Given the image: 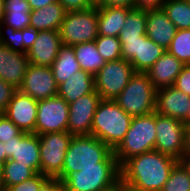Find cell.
<instances>
[{"label": "cell", "mask_w": 190, "mask_h": 191, "mask_svg": "<svg viewBox=\"0 0 190 191\" xmlns=\"http://www.w3.org/2000/svg\"><path fill=\"white\" fill-rule=\"evenodd\" d=\"M178 161L157 150L144 152L120 166V177L142 191H160Z\"/></svg>", "instance_id": "cell-1"}, {"label": "cell", "mask_w": 190, "mask_h": 191, "mask_svg": "<svg viewBox=\"0 0 190 191\" xmlns=\"http://www.w3.org/2000/svg\"><path fill=\"white\" fill-rule=\"evenodd\" d=\"M131 120L132 116L114 100H101L93 116L91 135L114 151L123 141Z\"/></svg>", "instance_id": "cell-2"}, {"label": "cell", "mask_w": 190, "mask_h": 191, "mask_svg": "<svg viewBox=\"0 0 190 191\" xmlns=\"http://www.w3.org/2000/svg\"><path fill=\"white\" fill-rule=\"evenodd\" d=\"M112 151L108 145L95 136H73L64 158L62 172L57 178L62 181L70 172L99 167V163Z\"/></svg>", "instance_id": "cell-3"}, {"label": "cell", "mask_w": 190, "mask_h": 191, "mask_svg": "<svg viewBox=\"0 0 190 191\" xmlns=\"http://www.w3.org/2000/svg\"><path fill=\"white\" fill-rule=\"evenodd\" d=\"M120 178V166L112 151L99 167L70 172L63 180L65 191H102Z\"/></svg>", "instance_id": "cell-4"}, {"label": "cell", "mask_w": 190, "mask_h": 191, "mask_svg": "<svg viewBox=\"0 0 190 191\" xmlns=\"http://www.w3.org/2000/svg\"><path fill=\"white\" fill-rule=\"evenodd\" d=\"M155 141V112L132 117L123 141L113 151L119 166L131 157L154 150Z\"/></svg>", "instance_id": "cell-5"}, {"label": "cell", "mask_w": 190, "mask_h": 191, "mask_svg": "<svg viewBox=\"0 0 190 191\" xmlns=\"http://www.w3.org/2000/svg\"><path fill=\"white\" fill-rule=\"evenodd\" d=\"M114 101L132 117L149 115L156 110V88L146 73L135 72Z\"/></svg>", "instance_id": "cell-6"}, {"label": "cell", "mask_w": 190, "mask_h": 191, "mask_svg": "<svg viewBox=\"0 0 190 191\" xmlns=\"http://www.w3.org/2000/svg\"><path fill=\"white\" fill-rule=\"evenodd\" d=\"M62 45L92 42L98 36L97 7L66 12L59 29Z\"/></svg>", "instance_id": "cell-7"}, {"label": "cell", "mask_w": 190, "mask_h": 191, "mask_svg": "<svg viewBox=\"0 0 190 191\" xmlns=\"http://www.w3.org/2000/svg\"><path fill=\"white\" fill-rule=\"evenodd\" d=\"M135 74L129 61L123 58L106 64L94 75L95 90L102 100H114Z\"/></svg>", "instance_id": "cell-8"}, {"label": "cell", "mask_w": 190, "mask_h": 191, "mask_svg": "<svg viewBox=\"0 0 190 191\" xmlns=\"http://www.w3.org/2000/svg\"><path fill=\"white\" fill-rule=\"evenodd\" d=\"M38 136L40 143V173L49 178H57L62 172L64 158L73 135L68 131H62Z\"/></svg>", "instance_id": "cell-9"}, {"label": "cell", "mask_w": 190, "mask_h": 191, "mask_svg": "<svg viewBox=\"0 0 190 191\" xmlns=\"http://www.w3.org/2000/svg\"><path fill=\"white\" fill-rule=\"evenodd\" d=\"M156 141L154 150L177 161L185 150V126L181 120L155 112Z\"/></svg>", "instance_id": "cell-10"}, {"label": "cell", "mask_w": 190, "mask_h": 191, "mask_svg": "<svg viewBox=\"0 0 190 191\" xmlns=\"http://www.w3.org/2000/svg\"><path fill=\"white\" fill-rule=\"evenodd\" d=\"M122 58L129 61L135 72L146 73L166 52L146 35L142 39H119Z\"/></svg>", "instance_id": "cell-11"}, {"label": "cell", "mask_w": 190, "mask_h": 191, "mask_svg": "<svg viewBox=\"0 0 190 191\" xmlns=\"http://www.w3.org/2000/svg\"><path fill=\"white\" fill-rule=\"evenodd\" d=\"M69 104L58 95L38 101L35 134L67 131Z\"/></svg>", "instance_id": "cell-12"}, {"label": "cell", "mask_w": 190, "mask_h": 191, "mask_svg": "<svg viewBox=\"0 0 190 191\" xmlns=\"http://www.w3.org/2000/svg\"><path fill=\"white\" fill-rule=\"evenodd\" d=\"M18 90L40 101L56 96L58 85L51 67L29 64Z\"/></svg>", "instance_id": "cell-13"}, {"label": "cell", "mask_w": 190, "mask_h": 191, "mask_svg": "<svg viewBox=\"0 0 190 191\" xmlns=\"http://www.w3.org/2000/svg\"><path fill=\"white\" fill-rule=\"evenodd\" d=\"M100 95L94 90L69 104L67 131L73 136L91 135V125Z\"/></svg>", "instance_id": "cell-14"}, {"label": "cell", "mask_w": 190, "mask_h": 191, "mask_svg": "<svg viewBox=\"0 0 190 191\" xmlns=\"http://www.w3.org/2000/svg\"><path fill=\"white\" fill-rule=\"evenodd\" d=\"M5 154L8 159L27 165L36 173L41 172L39 136L35 133L22 132L6 142Z\"/></svg>", "instance_id": "cell-15"}, {"label": "cell", "mask_w": 190, "mask_h": 191, "mask_svg": "<svg viewBox=\"0 0 190 191\" xmlns=\"http://www.w3.org/2000/svg\"><path fill=\"white\" fill-rule=\"evenodd\" d=\"M38 101L16 90L3 113L22 132L35 133Z\"/></svg>", "instance_id": "cell-16"}, {"label": "cell", "mask_w": 190, "mask_h": 191, "mask_svg": "<svg viewBox=\"0 0 190 191\" xmlns=\"http://www.w3.org/2000/svg\"><path fill=\"white\" fill-rule=\"evenodd\" d=\"M61 46L59 31H39L36 41L27 52L29 64L51 67Z\"/></svg>", "instance_id": "cell-17"}, {"label": "cell", "mask_w": 190, "mask_h": 191, "mask_svg": "<svg viewBox=\"0 0 190 191\" xmlns=\"http://www.w3.org/2000/svg\"><path fill=\"white\" fill-rule=\"evenodd\" d=\"M28 65L27 54L13 51L0 43V78L2 80L18 90Z\"/></svg>", "instance_id": "cell-18"}, {"label": "cell", "mask_w": 190, "mask_h": 191, "mask_svg": "<svg viewBox=\"0 0 190 191\" xmlns=\"http://www.w3.org/2000/svg\"><path fill=\"white\" fill-rule=\"evenodd\" d=\"M189 98L173 86L156 89L155 112L183 122L188 112Z\"/></svg>", "instance_id": "cell-19"}, {"label": "cell", "mask_w": 190, "mask_h": 191, "mask_svg": "<svg viewBox=\"0 0 190 191\" xmlns=\"http://www.w3.org/2000/svg\"><path fill=\"white\" fill-rule=\"evenodd\" d=\"M177 31L163 9L147 10L146 36L167 49Z\"/></svg>", "instance_id": "cell-20"}, {"label": "cell", "mask_w": 190, "mask_h": 191, "mask_svg": "<svg viewBox=\"0 0 190 191\" xmlns=\"http://www.w3.org/2000/svg\"><path fill=\"white\" fill-rule=\"evenodd\" d=\"M184 64L167 50L146 72L156 89L173 86Z\"/></svg>", "instance_id": "cell-21"}, {"label": "cell", "mask_w": 190, "mask_h": 191, "mask_svg": "<svg viewBox=\"0 0 190 191\" xmlns=\"http://www.w3.org/2000/svg\"><path fill=\"white\" fill-rule=\"evenodd\" d=\"M95 90L94 75L87 71L75 72L67 81L58 85L57 95L68 104Z\"/></svg>", "instance_id": "cell-22"}, {"label": "cell", "mask_w": 190, "mask_h": 191, "mask_svg": "<svg viewBox=\"0 0 190 191\" xmlns=\"http://www.w3.org/2000/svg\"><path fill=\"white\" fill-rule=\"evenodd\" d=\"M66 11L58 2H53L43 8L30 12V28L37 31H59Z\"/></svg>", "instance_id": "cell-23"}, {"label": "cell", "mask_w": 190, "mask_h": 191, "mask_svg": "<svg viewBox=\"0 0 190 191\" xmlns=\"http://www.w3.org/2000/svg\"><path fill=\"white\" fill-rule=\"evenodd\" d=\"M131 8L97 7L98 35L118 37Z\"/></svg>", "instance_id": "cell-24"}, {"label": "cell", "mask_w": 190, "mask_h": 191, "mask_svg": "<svg viewBox=\"0 0 190 191\" xmlns=\"http://www.w3.org/2000/svg\"><path fill=\"white\" fill-rule=\"evenodd\" d=\"M51 69L57 85L67 81L75 72L81 70L73 46H61Z\"/></svg>", "instance_id": "cell-25"}, {"label": "cell", "mask_w": 190, "mask_h": 191, "mask_svg": "<svg viewBox=\"0 0 190 191\" xmlns=\"http://www.w3.org/2000/svg\"><path fill=\"white\" fill-rule=\"evenodd\" d=\"M30 4L26 0H4V17L2 23L22 30L30 27Z\"/></svg>", "instance_id": "cell-26"}, {"label": "cell", "mask_w": 190, "mask_h": 191, "mask_svg": "<svg viewBox=\"0 0 190 191\" xmlns=\"http://www.w3.org/2000/svg\"><path fill=\"white\" fill-rule=\"evenodd\" d=\"M76 59L81 70L87 71L92 75L106 64V61L98 53L95 42H85L73 46Z\"/></svg>", "instance_id": "cell-27"}, {"label": "cell", "mask_w": 190, "mask_h": 191, "mask_svg": "<svg viewBox=\"0 0 190 191\" xmlns=\"http://www.w3.org/2000/svg\"><path fill=\"white\" fill-rule=\"evenodd\" d=\"M162 9L177 30L190 29V0H166Z\"/></svg>", "instance_id": "cell-28"}, {"label": "cell", "mask_w": 190, "mask_h": 191, "mask_svg": "<svg viewBox=\"0 0 190 191\" xmlns=\"http://www.w3.org/2000/svg\"><path fill=\"white\" fill-rule=\"evenodd\" d=\"M147 10L131 9L118 36L119 39H142L146 35Z\"/></svg>", "instance_id": "cell-29"}, {"label": "cell", "mask_w": 190, "mask_h": 191, "mask_svg": "<svg viewBox=\"0 0 190 191\" xmlns=\"http://www.w3.org/2000/svg\"><path fill=\"white\" fill-rule=\"evenodd\" d=\"M37 173L27 165L19 164L14 160L8 159L2 164L1 171V183L3 189L19 184L31 177L35 176Z\"/></svg>", "instance_id": "cell-30"}, {"label": "cell", "mask_w": 190, "mask_h": 191, "mask_svg": "<svg viewBox=\"0 0 190 191\" xmlns=\"http://www.w3.org/2000/svg\"><path fill=\"white\" fill-rule=\"evenodd\" d=\"M166 50L187 65L190 62V29L177 30Z\"/></svg>", "instance_id": "cell-31"}, {"label": "cell", "mask_w": 190, "mask_h": 191, "mask_svg": "<svg viewBox=\"0 0 190 191\" xmlns=\"http://www.w3.org/2000/svg\"><path fill=\"white\" fill-rule=\"evenodd\" d=\"M94 42L98 53L106 62L115 61L122 58V46L118 37L98 35Z\"/></svg>", "instance_id": "cell-32"}, {"label": "cell", "mask_w": 190, "mask_h": 191, "mask_svg": "<svg viewBox=\"0 0 190 191\" xmlns=\"http://www.w3.org/2000/svg\"><path fill=\"white\" fill-rule=\"evenodd\" d=\"M160 191H190V176L179 163L171 170Z\"/></svg>", "instance_id": "cell-33"}, {"label": "cell", "mask_w": 190, "mask_h": 191, "mask_svg": "<svg viewBox=\"0 0 190 191\" xmlns=\"http://www.w3.org/2000/svg\"><path fill=\"white\" fill-rule=\"evenodd\" d=\"M0 43L13 51L27 54V51L23 48L22 30H15L2 22H0Z\"/></svg>", "instance_id": "cell-34"}, {"label": "cell", "mask_w": 190, "mask_h": 191, "mask_svg": "<svg viewBox=\"0 0 190 191\" xmlns=\"http://www.w3.org/2000/svg\"><path fill=\"white\" fill-rule=\"evenodd\" d=\"M49 179L42 173H37L35 176L23 181L19 184L12 185L6 188V191H39L40 187Z\"/></svg>", "instance_id": "cell-35"}, {"label": "cell", "mask_w": 190, "mask_h": 191, "mask_svg": "<svg viewBox=\"0 0 190 191\" xmlns=\"http://www.w3.org/2000/svg\"><path fill=\"white\" fill-rule=\"evenodd\" d=\"M22 131L4 114H0V141L6 142L19 136Z\"/></svg>", "instance_id": "cell-36"}, {"label": "cell", "mask_w": 190, "mask_h": 191, "mask_svg": "<svg viewBox=\"0 0 190 191\" xmlns=\"http://www.w3.org/2000/svg\"><path fill=\"white\" fill-rule=\"evenodd\" d=\"M173 87L190 97V66H183L180 74L177 76L173 84Z\"/></svg>", "instance_id": "cell-37"}, {"label": "cell", "mask_w": 190, "mask_h": 191, "mask_svg": "<svg viewBox=\"0 0 190 191\" xmlns=\"http://www.w3.org/2000/svg\"><path fill=\"white\" fill-rule=\"evenodd\" d=\"M17 89L0 78V114H3Z\"/></svg>", "instance_id": "cell-38"}, {"label": "cell", "mask_w": 190, "mask_h": 191, "mask_svg": "<svg viewBox=\"0 0 190 191\" xmlns=\"http://www.w3.org/2000/svg\"><path fill=\"white\" fill-rule=\"evenodd\" d=\"M66 12L85 10L92 7L88 0H57Z\"/></svg>", "instance_id": "cell-39"}, {"label": "cell", "mask_w": 190, "mask_h": 191, "mask_svg": "<svg viewBox=\"0 0 190 191\" xmlns=\"http://www.w3.org/2000/svg\"><path fill=\"white\" fill-rule=\"evenodd\" d=\"M38 34H39V31L30 27L22 29L23 48L27 52L30 50L33 43L36 41Z\"/></svg>", "instance_id": "cell-40"}, {"label": "cell", "mask_w": 190, "mask_h": 191, "mask_svg": "<svg viewBox=\"0 0 190 191\" xmlns=\"http://www.w3.org/2000/svg\"><path fill=\"white\" fill-rule=\"evenodd\" d=\"M166 0H135V8L142 10L161 9Z\"/></svg>", "instance_id": "cell-41"}, {"label": "cell", "mask_w": 190, "mask_h": 191, "mask_svg": "<svg viewBox=\"0 0 190 191\" xmlns=\"http://www.w3.org/2000/svg\"><path fill=\"white\" fill-rule=\"evenodd\" d=\"M98 7H126L135 8V0H102Z\"/></svg>", "instance_id": "cell-42"}, {"label": "cell", "mask_w": 190, "mask_h": 191, "mask_svg": "<svg viewBox=\"0 0 190 191\" xmlns=\"http://www.w3.org/2000/svg\"><path fill=\"white\" fill-rule=\"evenodd\" d=\"M39 191H65L64 185L58 178H49Z\"/></svg>", "instance_id": "cell-43"}, {"label": "cell", "mask_w": 190, "mask_h": 191, "mask_svg": "<svg viewBox=\"0 0 190 191\" xmlns=\"http://www.w3.org/2000/svg\"><path fill=\"white\" fill-rule=\"evenodd\" d=\"M115 184L118 186V191H142L134 185L127 183L121 177L116 181Z\"/></svg>", "instance_id": "cell-44"}, {"label": "cell", "mask_w": 190, "mask_h": 191, "mask_svg": "<svg viewBox=\"0 0 190 191\" xmlns=\"http://www.w3.org/2000/svg\"><path fill=\"white\" fill-rule=\"evenodd\" d=\"M29 4L32 10L43 8L53 2H56L57 0H26Z\"/></svg>", "instance_id": "cell-45"}, {"label": "cell", "mask_w": 190, "mask_h": 191, "mask_svg": "<svg viewBox=\"0 0 190 191\" xmlns=\"http://www.w3.org/2000/svg\"><path fill=\"white\" fill-rule=\"evenodd\" d=\"M185 126V150L182 156H190V123Z\"/></svg>", "instance_id": "cell-46"}, {"label": "cell", "mask_w": 190, "mask_h": 191, "mask_svg": "<svg viewBox=\"0 0 190 191\" xmlns=\"http://www.w3.org/2000/svg\"><path fill=\"white\" fill-rule=\"evenodd\" d=\"M178 163L183 167V169L190 176V156H181Z\"/></svg>", "instance_id": "cell-47"}, {"label": "cell", "mask_w": 190, "mask_h": 191, "mask_svg": "<svg viewBox=\"0 0 190 191\" xmlns=\"http://www.w3.org/2000/svg\"><path fill=\"white\" fill-rule=\"evenodd\" d=\"M7 160L8 158L6 157L5 154V145H3V142L0 141V162L3 164Z\"/></svg>", "instance_id": "cell-48"}, {"label": "cell", "mask_w": 190, "mask_h": 191, "mask_svg": "<svg viewBox=\"0 0 190 191\" xmlns=\"http://www.w3.org/2000/svg\"><path fill=\"white\" fill-rule=\"evenodd\" d=\"M4 17V0H0V22H2Z\"/></svg>", "instance_id": "cell-49"}, {"label": "cell", "mask_w": 190, "mask_h": 191, "mask_svg": "<svg viewBox=\"0 0 190 191\" xmlns=\"http://www.w3.org/2000/svg\"><path fill=\"white\" fill-rule=\"evenodd\" d=\"M184 124L190 123V98H189V102H188V112L186 115L185 120L183 121Z\"/></svg>", "instance_id": "cell-50"}, {"label": "cell", "mask_w": 190, "mask_h": 191, "mask_svg": "<svg viewBox=\"0 0 190 191\" xmlns=\"http://www.w3.org/2000/svg\"><path fill=\"white\" fill-rule=\"evenodd\" d=\"M88 2H89L92 6L98 7V6L101 4L102 0H88Z\"/></svg>", "instance_id": "cell-51"}, {"label": "cell", "mask_w": 190, "mask_h": 191, "mask_svg": "<svg viewBox=\"0 0 190 191\" xmlns=\"http://www.w3.org/2000/svg\"><path fill=\"white\" fill-rule=\"evenodd\" d=\"M102 191H118V186L116 184H114L113 186H111L105 190H102Z\"/></svg>", "instance_id": "cell-52"}, {"label": "cell", "mask_w": 190, "mask_h": 191, "mask_svg": "<svg viewBox=\"0 0 190 191\" xmlns=\"http://www.w3.org/2000/svg\"><path fill=\"white\" fill-rule=\"evenodd\" d=\"M3 189L2 183H1V172H0V191Z\"/></svg>", "instance_id": "cell-53"}, {"label": "cell", "mask_w": 190, "mask_h": 191, "mask_svg": "<svg viewBox=\"0 0 190 191\" xmlns=\"http://www.w3.org/2000/svg\"><path fill=\"white\" fill-rule=\"evenodd\" d=\"M2 171V163L0 162V172Z\"/></svg>", "instance_id": "cell-54"}]
</instances>
